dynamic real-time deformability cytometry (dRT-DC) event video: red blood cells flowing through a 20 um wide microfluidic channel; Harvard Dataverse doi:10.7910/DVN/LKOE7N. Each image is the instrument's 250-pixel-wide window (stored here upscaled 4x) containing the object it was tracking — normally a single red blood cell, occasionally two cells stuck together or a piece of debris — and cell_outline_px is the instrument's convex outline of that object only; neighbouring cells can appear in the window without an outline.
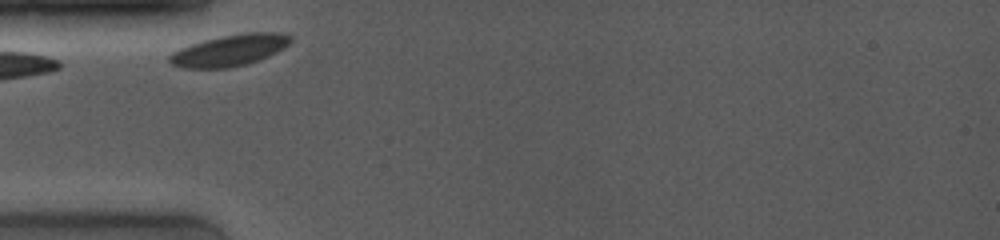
{"species": "common noctule bat (a hibernating species)", "species_latin": "Nyctalus noctula", "temperature_condition": "room temperature", "stored_images_in_passage": 12, "camera_frame_rate_fps": 4000, "um_per_image_px": 0.085, "animal": {"sex": "female", "body_mass_g": 19.0, "forearm_length_mm": 53.3}, "frame": {"image": 1, "passage_image": 1, "time_ms": 0.0, "image_size_px": [1000, 240], "cell_outline_px": [[292, 40], [284, 48], [268, 56], [244, 64], [228, 68], [184, 68], [172, 64], [168, 60], [168, 56], [172, 52], [180, 48], [204, 40], [220, 36], [244, 32], [280, 32], [292, 36]], "centroid_in_image_um": [19.52, 4.26], "position_along_channel_um": 65.5, "area_um2": 22.08}}
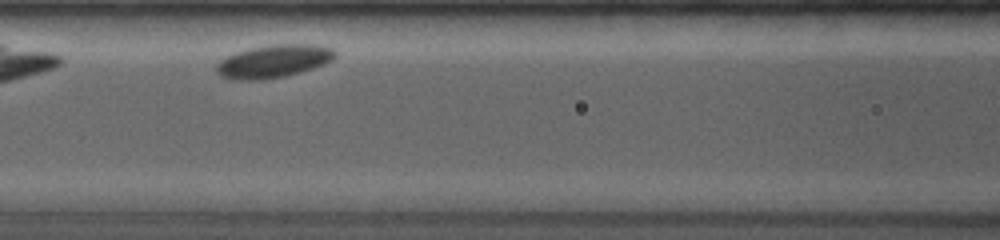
{"frame": {"image": 2, "passage_image": 7, "time_ms": 2.25, "image_size_px": [1000, 240], "cell_outline_px": [[336, 56], [332, 60], [324, 64], [300, 72], [284, 76], [264, 80], [236, 80], [220, 76], [216, 72], [216, 64], [220, 60], [232, 52], [248, 48], [272, 44], [316, 44], [332, 48], [336, 52]], "centroid_in_image_um": [23.22, 5.19], "position_along_channel_um": 143.4, "area_um2": 23.06}}